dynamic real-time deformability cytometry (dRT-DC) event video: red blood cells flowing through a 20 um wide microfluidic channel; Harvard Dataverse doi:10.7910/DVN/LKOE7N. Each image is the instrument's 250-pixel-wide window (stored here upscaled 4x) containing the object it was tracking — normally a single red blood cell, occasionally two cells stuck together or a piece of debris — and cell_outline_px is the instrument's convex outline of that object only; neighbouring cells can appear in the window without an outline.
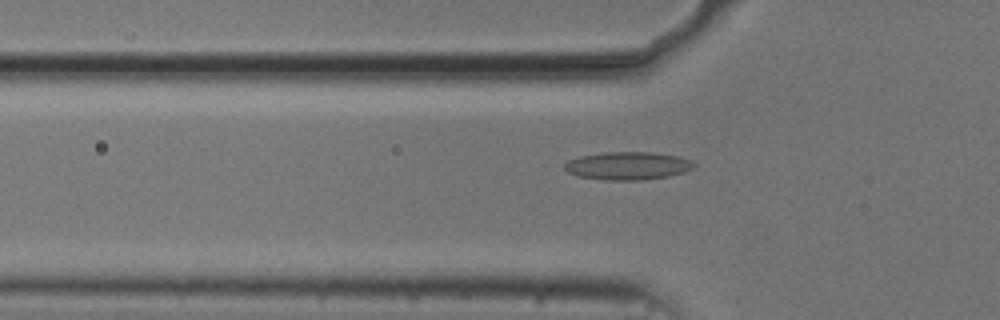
{"species": "common noctule bat (a hibernating species)", "species_latin": "Nyctalus noctula", "temperature_condition": "cold", "stored_images_in_passage": 43, "camera_frame_rate_fps": 3000, "um_per_image_px": 0.085, "animal": {"sex": "male", "body_mass_g": 20.5, "forearm_length_mm": 52.5}, "frame": {"image": 1, "passage_image": 7, "time_ms": 2.0, "image_size_px": [1000, 320], "cell_outline_px": [[696, 164], [692, 168], [684, 172], [668, 176], [640, 180], [604, 180], [580, 176], [568, 172], [564, 168], [564, 164], [568, 160], [580, 156], [604, 152], [652, 152], [676, 156], [692, 160]], "centroid_in_image_um": [53.35, 14.09], "position_along_channel_um": 72.4, "area_um2": 20.98}}
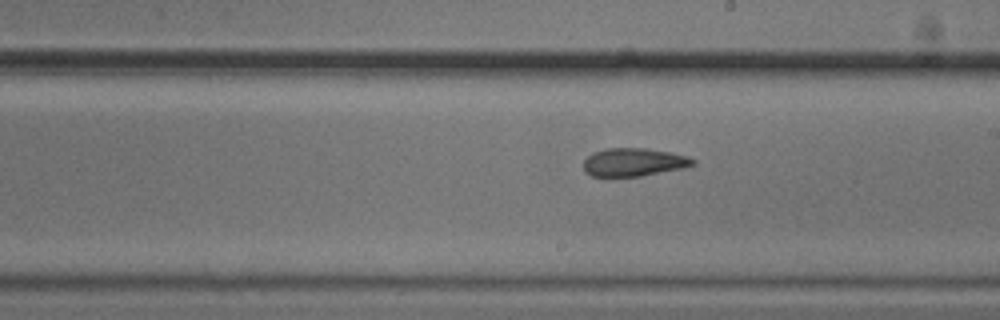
{"frame": {"image": 2, "passage_image": 20, "time_ms": 6.333, "image_size_px": [1000, 320], "cell_outline_px": [[696, 164], [684, 168], [640, 176], [592, 176], [584, 172], [584, 160], [592, 152], [604, 148], [644, 148], [668, 152], [688, 156], [696, 160]], "centroid_in_image_um": [53.86, 13.78], "position_along_channel_um": 235.1, "area_um2": 17.98}}
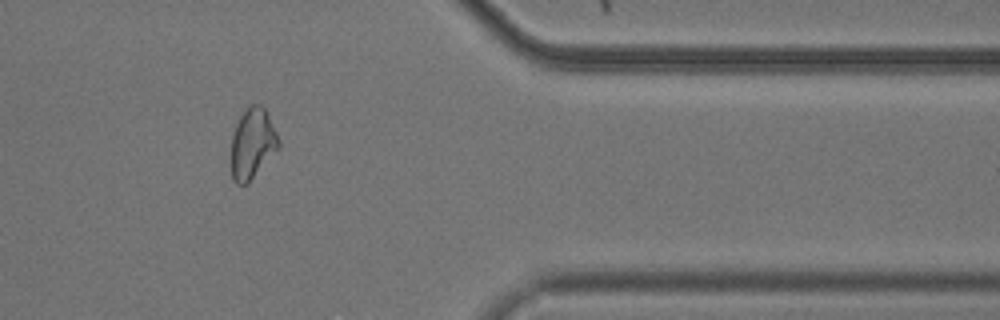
{"frame": {"image": 3, "passage_image": 34, "time_ms": 11.0, "image_size_px": [1000, 320], "cell_outline_px": [[280, 148], [248, 184], [236, 184], [232, 180], [232, 136], [236, 124], [240, 116], [248, 104], [260, 104], [264, 108], [280, 140]], "centroid_in_image_um": [21.47, 12.22], "position_along_channel_um": 389.9, "area_um2": 19.59}, "authors_computed_cell_mechanics": {"area_um2": 19.5364, "velocity_mm_per_s": 3.7377, "shape_relaxation_time_tau1_ms": null, "shape_relaxation_time_tau2_ms": 3.7855, "deformation_change_tau1": null, "deformation_change_tau2": 0.1143}}